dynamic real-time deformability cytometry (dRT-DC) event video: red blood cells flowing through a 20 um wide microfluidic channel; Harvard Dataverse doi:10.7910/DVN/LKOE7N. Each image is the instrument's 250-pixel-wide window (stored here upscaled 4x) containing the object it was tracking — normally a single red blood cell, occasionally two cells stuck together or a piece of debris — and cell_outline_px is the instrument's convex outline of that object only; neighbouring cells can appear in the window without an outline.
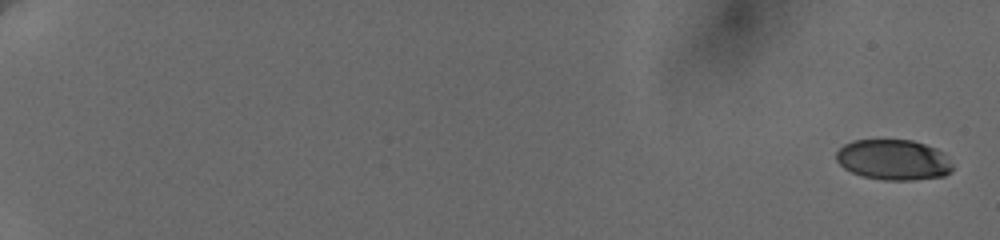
{"species": "human", "species_latin": "Homo sapiens", "temperature_condition": "cold", "stored_images_in_passage": 13, "camera_frame_rate_fps": 3000, "um_per_image_px": 0.085, "donor": {"sex": "female"}, "frame": {"image": 1, "passage_image": 1, "time_ms": 0.0, "image_size_px": [1000, 240], "cell_outline_px": [[952, 172], [944, 176], [912, 180], [884, 180], [864, 176], [852, 172], [844, 168], [836, 160], [836, 152], [844, 144], [852, 140], [912, 140], [936, 148], [952, 164]], "centroid_in_image_um": [75.92, 13.58], "position_along_channel_um": 9.1, "area_um2": 27.28}}
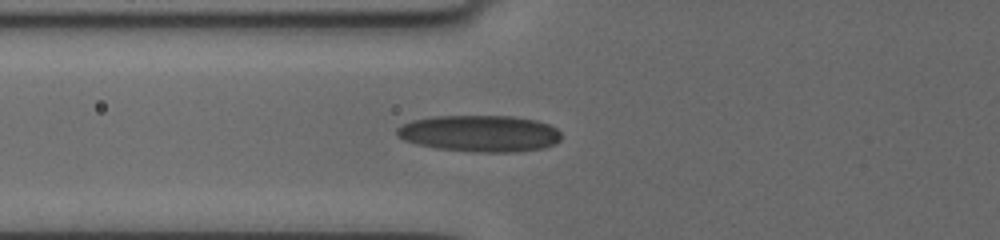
{"frame": {"image": 2, "passage_image": 10, "time_ms": 8.333, "image_size_px": [1000, 240], "cell_outline_px": [[560, 140], [556, 144], [544, 148], [516, 152], [472, 152], [436, 148], [416, 144], [404, 140], [396, 136], [396, 128], [412, 120], [436, 116], [512, 116], [536, 120], [548, 124], [556, 128], [560, 132]], "centroid_in_image_um": [40.78, 11.35], "position_along_channel_um": 85.0, "area_um2": 35.26}}
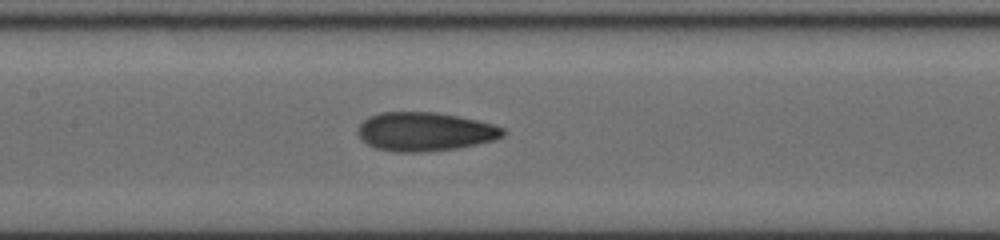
{"frame": {"image": 3, "passage_image": 13, "time_ms": 10.667, "image_size_px": [1000, 240], "cell_outline_px": [[504, 136], [492, 140], [476, 144], [456, 148], [420, 152], [400, 152], [376, 148], [360, 140], [356, 132], [360, 124], [368, 116], [380, 112], [436, 112], [476, 120], [492, 124], [504, 128]], "centroid_in_image_um": [36.06, 11.18], "position_along_channel_um": 171.3, "area_um2": 32.66}}